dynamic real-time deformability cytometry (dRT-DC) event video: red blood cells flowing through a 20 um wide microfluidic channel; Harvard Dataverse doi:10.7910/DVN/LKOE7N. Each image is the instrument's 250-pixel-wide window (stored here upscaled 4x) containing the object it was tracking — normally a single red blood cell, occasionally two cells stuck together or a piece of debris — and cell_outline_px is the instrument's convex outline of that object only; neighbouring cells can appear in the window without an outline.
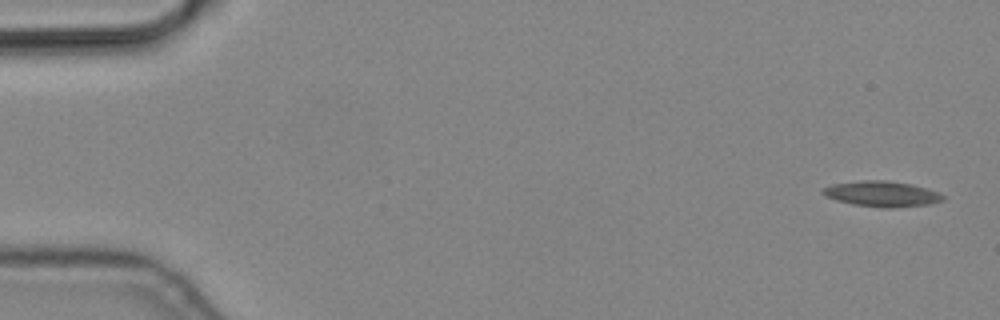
{"species": "common noctule bat (a hibernating species)", "species_latin": "Nyctalus noctula", "temperature_condition": "cold", "stored_images_in_passage": 5, "camera_frame_rate_fps": 3000, "um_per_image_px": 0.085, "animal": {"sex": "male", "body_mass_g": 19.2, "forearm_length_mm": 51.8}, "frame": {"image": 1, "passage_image": 1, "time_ms": 0.0, "image_size_px": [1000, 320], "cell_outline_px": [[944, 200], [928, 204], [892, 208], [888, 208], [852, 204], [836, 200], [824, 196], [820, 192], [824, 188], [832, 184], [860, 180], [888, 180], [908, 184], [924, 188], [936, 192], [944, 196]], "centroid_in_image_um": [74.89, 16.48], "position_along_channel_um": 10.1, "area_um2": 17.69}}
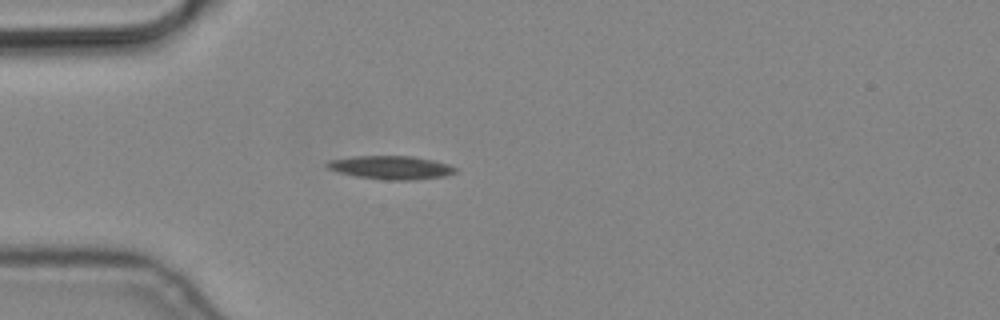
{"frame": {"image": 2, "passage_image": 5, "time_ms": 1.333, "image_size_px": [1000, 320], "cell_outline_px": [[456, 172], [444, 176], [412, 180], [384, 180], [356, 176], [340, 172], [328, 168], [324, 164], [328, 160], [352, 156], [412, 156], [432, 160], [448, 164], [456, 168]], "centroid_in_image_um": [33.21, 14.23], "position_along_channel_um": 51.8, "area_um2": 17.46}}